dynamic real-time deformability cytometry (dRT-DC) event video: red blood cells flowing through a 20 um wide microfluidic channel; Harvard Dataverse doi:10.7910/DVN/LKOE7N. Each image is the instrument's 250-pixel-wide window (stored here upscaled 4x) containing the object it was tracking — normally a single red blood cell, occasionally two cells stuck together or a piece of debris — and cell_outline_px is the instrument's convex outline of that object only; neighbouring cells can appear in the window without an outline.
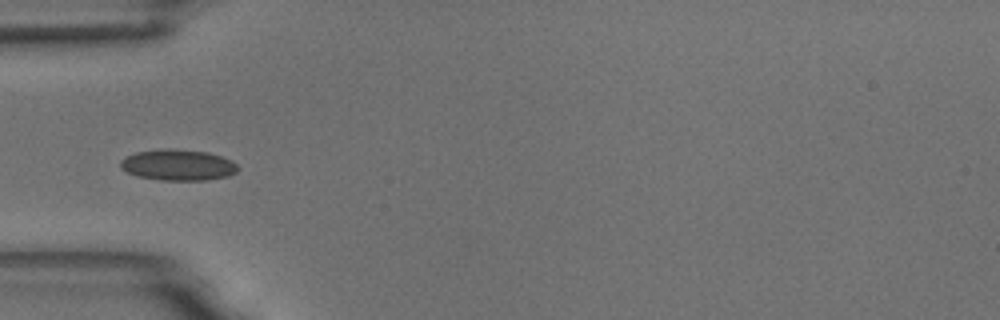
{"species": "common noctule bat (a hibernating species)", "species_latin": "Nyctalus noctula", "temperature_condition": "room temperature", "stored_images_in_passage": 7, "camera_frame_rate_fps": 3000, "um_per_image_px": 0.085, "animal": {"sex": "male", "body_mass_g": 18.8}, "frame": {"image": 1, "passage_image": 5, "time_ms": 4.333, "image_size_px": [1000, 320], "cell_outline_px": [[240, 168], [236, 172], [228, 176], [204, 180], [160, 180], [136, 176], [120, 168], [120, 160], [124, 156], [136, 152], [160, 148], [168, 148], [208, 152], [232, 160]], "centroid_in_image_um": [15.1, 14.01], "position_along_channel_um": 69.9, "area_um2": 21.44}}